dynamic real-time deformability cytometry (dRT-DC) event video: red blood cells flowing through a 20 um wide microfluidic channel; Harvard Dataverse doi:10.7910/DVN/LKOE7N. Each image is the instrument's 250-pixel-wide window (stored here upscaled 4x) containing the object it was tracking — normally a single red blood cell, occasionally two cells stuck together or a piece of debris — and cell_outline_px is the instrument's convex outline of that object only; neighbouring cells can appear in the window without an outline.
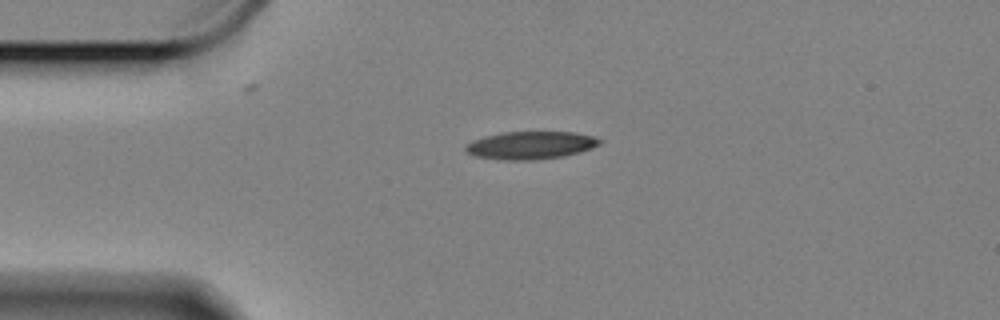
{"species": "Egyptian fruit bat (a non-hibernating species)", "species_latin": "Rousettus aegyptiacus", "temperature_condition": "cold", "stored_images_in_passage": 47, "camera_frame_rate_fps": 3000, "um_per_image_px": 0.085, "animal": {"sex": "female"}, "frame": {"image": 1, "passage_image": 1, "time_ms": 0.0, "image_size_px": [1000, 320], "cell_outline_px": [[604, 140], [600, 144], [592, 148], [580, 152], [564, 156], [536, 160], [504, 160], [472, 156], [464, 148], [472, 140], [504, 132], [572, 132], [592, 136]], "centroid_in_image_um": [45.13, 12.36], "position_along_channel_um": 39.9, "area_um2": 21.68}}
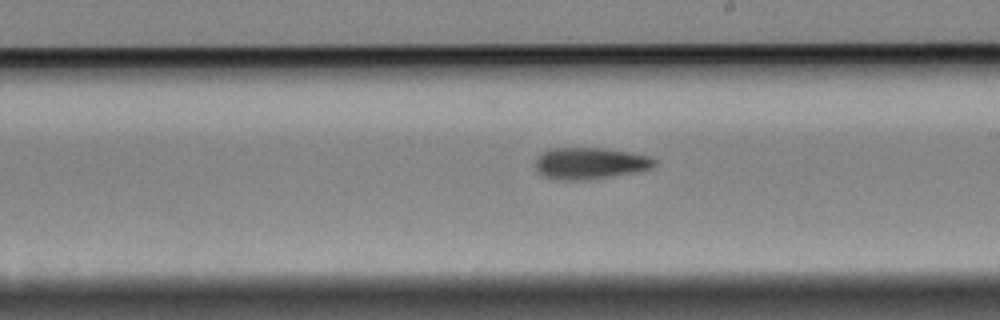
{"frame": {"image": 2, "passage_image": 21, "time_ms": 6.667, "image_size_px": [1000, 320], "cell_outline_px": [[656, 164], [652, 168], [636, 172], [580, 180], [556, 180], [544, 176], [536, 168], [536, 156], [552, 148], [604, 148], [628, 152], [648, 156], [656, 160]], "centroid_in_image_um": [50.14, 13.87], "position_along_channel_um": 238.9, "area_um2": 21.68}}
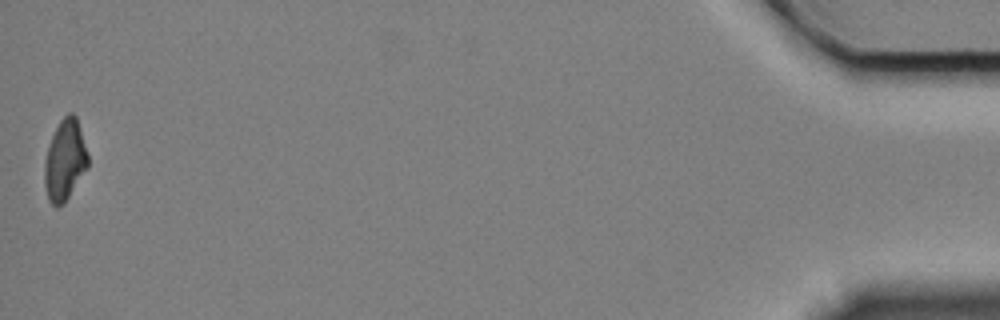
{"frame": {"image": 3, "passage_image": 47, "time_ms": 15.333, "image_size_px": [1000, 320], "cell_outline_px": [[88, 168], [64, 204], [56, 208], [48, 200], [44, 184], [44, 160], [52, 136], [60, 120], [68, 112], [72, 112], [76, 116], [88, 152]], "centroid_in_image_um": [5.52, 13.64], "position_along_channel_um": 429.7, "area_um2": 20.69}, "authors_computed_cell_mechanics": {"area_um2": 21.3282, "velocity_mm_per_s": 3.3142, "shape_relaxation_time_tau1_ms": 9.5804, "shape_relaxation_time_tau2_ms": 4.4472, "deformation_change_tau1": 0.243, "deformation_change_tau2": 0.1325}}